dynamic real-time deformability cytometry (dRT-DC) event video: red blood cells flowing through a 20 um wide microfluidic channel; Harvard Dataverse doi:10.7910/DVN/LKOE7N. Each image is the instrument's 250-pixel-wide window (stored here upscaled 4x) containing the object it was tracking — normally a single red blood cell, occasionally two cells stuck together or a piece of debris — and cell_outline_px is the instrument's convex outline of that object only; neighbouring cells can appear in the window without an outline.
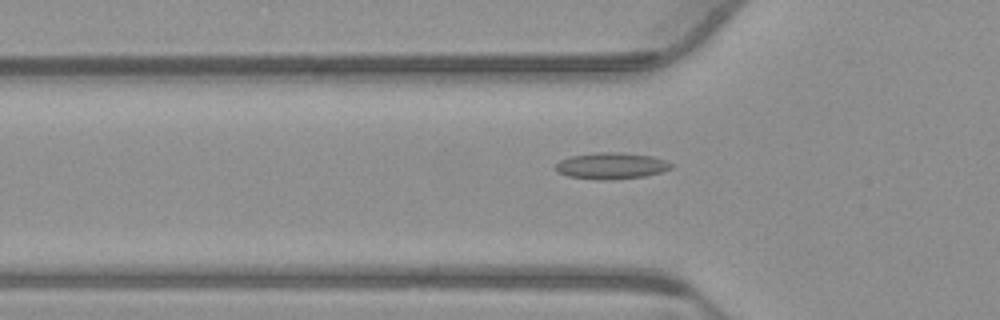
{"species": "common noctule bat (a hibernating species)", "species_latin": "Nyctalus noctula", "temperature_condition": "warm", "stored_images_in_passage": 55, "camera_frame_rate_fps": 3000, "um_per_image_px": 0.085, "animal": {"sex": "male", "body_mass_g": 23.1, "forearm_length_mm": 52.7}, "frame": {"image": 1, "passage_image": 18, "time_ms": 5.667, "image_size_px": [1000, 320], "cell_outline_px": [[676, 164], [672, 168], [660, 172], [644, 176], [608, 180], [600, 180], [568, 176], [560, 172], [556, 168], [556, 164], [560, 160], [572, 156], [596, 152], [620, 152], [652, 156]], "centroid_in_image_um": [52.0, 14.09], "position_along_channel_um": 73.8, "area_um2": 17.69}}
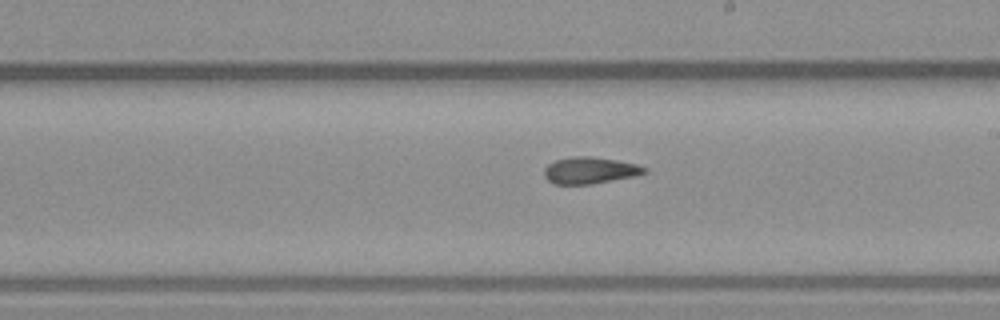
{"frame": {"image": 2, "passage_image": 31, "time_ms": 10.0, "image_size_px": [1000, 320], "cell_outline_px": [[648, 172], [636, 176], [592, 184], [552, 184], [544, 176], [544, 168], [548, 164], [556, 160], [572, 156], [592, 156], [616, 160], [636, 164], [648, 168]], "centroid_in_image_um": [50.15, 14.48], "position_along_channel_um": 238.9, "area_um2": 15.72}}
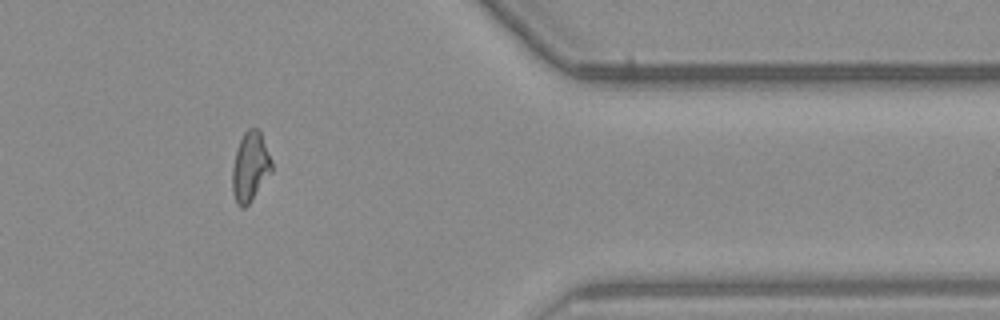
{"frame": {"image": 3, "passage_image": 45, "time_ms": 14.667, "image_size_px": [1000, 320], "cell_outline_px": [[272, 172], [248, 204], [244, 208], [240, 208], [236, 204], [232, 192], [232, 168], [236, 152], [240, 140], [244, 132], [248, 128], [260, 128], [272, 160]], "centroid_in_image_um": [21.27, 14.16], "position_along_channel_um": 390.1, "area_um2": 16.13}, "authors_computed_cell_mechanics": {"area_um2": 16.1262, "velocity_mm_per_s": 3.7795, "shape_relaxation_time_tau1_ms": null, "shape_relaxation_time_tau2_ms": 3.2356, "deformation_change_tau1": null, "deformation_change_tau2": 0.1134}}